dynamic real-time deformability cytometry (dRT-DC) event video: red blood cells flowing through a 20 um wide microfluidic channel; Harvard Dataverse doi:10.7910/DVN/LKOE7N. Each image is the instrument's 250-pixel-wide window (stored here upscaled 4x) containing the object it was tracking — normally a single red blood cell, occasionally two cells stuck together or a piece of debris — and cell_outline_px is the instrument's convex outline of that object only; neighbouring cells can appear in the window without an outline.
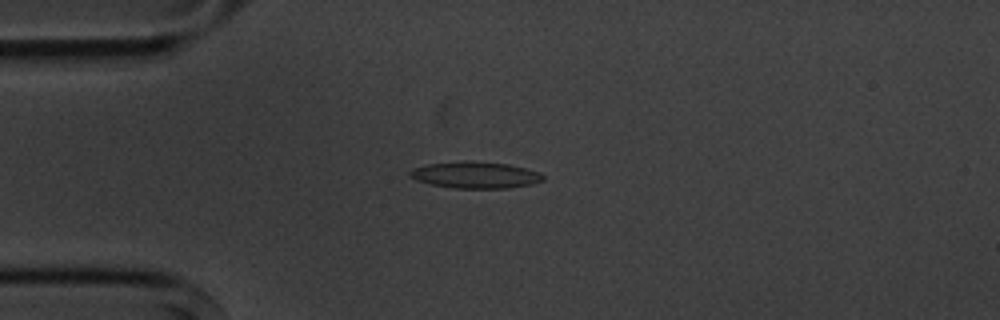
{"species": "common noctule bat (a hibernating species)", "species_latin": "Nyctalus noctula", "temperature_condition": "cold", "stored_images_in_passage": 5, "camera_frame_rate_fps": 3000, "um_per_image_px": 0.085, "animal": {"sex": "male", "body_mass_g": 20.1, "forearm_length_mm": 53.5}, "frame": {"image": 1, "passage_image": 3, "time_ms": 2.333, "image_size_px": [1000, 320], "cell_outline_px": [[544, 180], [532, 184], [508, 188], [456, 188], [432, 184], [416, 180], [408, 176], [408, 172], [412, 168], [424, 164], [508, 164], [540, 172], [544, 176]], "centroid_in_image_um": [40.42, 14.92], "position_along_channel_um": 44.6, "area_um2": 19.54}}
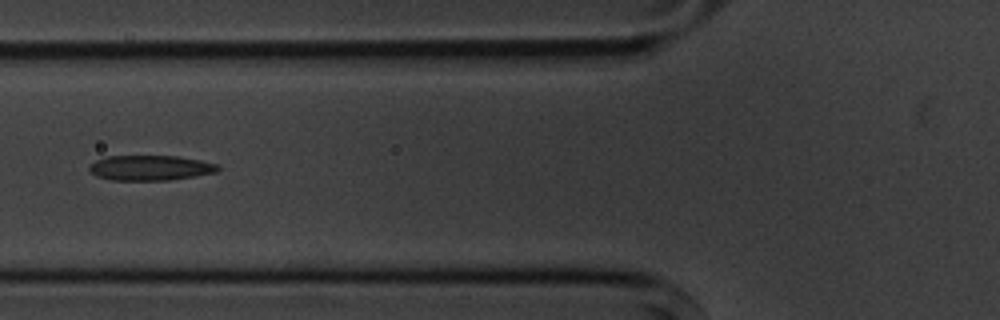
{"frame": {"image": 2, "passage_image": 5, "time_ms": 4.667, "image_size_px": [1000, 320], "cell_outline_px": [[220, 168], [216, 172], [196, 176], [172, 180], [112, 180], [96, 176], [88, 168], [88, 164], [96, 160], [108, 156], [176, 156], [200, 160], [216, 164]], "centroid_in_image_um": [12.76, 14.27], "position_along_channel_um": 113.0, "area_um2": 18.84}}